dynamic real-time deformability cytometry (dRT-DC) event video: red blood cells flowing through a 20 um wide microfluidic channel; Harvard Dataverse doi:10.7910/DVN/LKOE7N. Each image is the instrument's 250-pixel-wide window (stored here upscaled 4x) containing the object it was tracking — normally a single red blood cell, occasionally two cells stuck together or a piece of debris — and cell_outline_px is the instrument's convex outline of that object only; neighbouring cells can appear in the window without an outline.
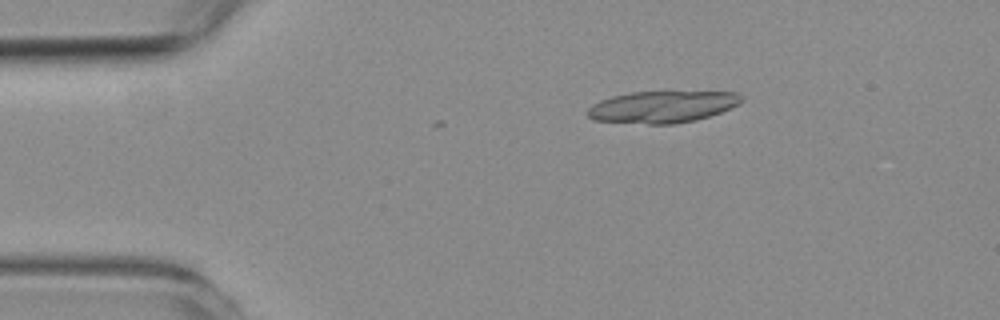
{"species": "common noctule bat (a hibernating species)", "species_latin": "Nyctalus noctula", "temperature_condition": "room temperature", "stored_images_in_passage": 3, "camera_frame_rate_fps": 3000, "um_per_image_px": 0.085, "animal": {"sex": "female", "body_mass_g": 19.3, "forearm_length_mm": 54.1}, "frame": {"image": 1, "passage_image": 1, "time_ms": 0.0, "image_size_px": [1000, 320], "cell_outline_px": [[744, 100], [740, 104], [720, 112], [696, 120], [676, 124], [648, 124], [592, 120], [588, 116], [588, 108], [592, 104], [600, 100], [612, 96], [632, 92], [736, 92], [744, 96]], "centroid_in_image_um": [56.31, 9.08], "position_along_channel_um": 28.7, "area_um2": 28.55}}